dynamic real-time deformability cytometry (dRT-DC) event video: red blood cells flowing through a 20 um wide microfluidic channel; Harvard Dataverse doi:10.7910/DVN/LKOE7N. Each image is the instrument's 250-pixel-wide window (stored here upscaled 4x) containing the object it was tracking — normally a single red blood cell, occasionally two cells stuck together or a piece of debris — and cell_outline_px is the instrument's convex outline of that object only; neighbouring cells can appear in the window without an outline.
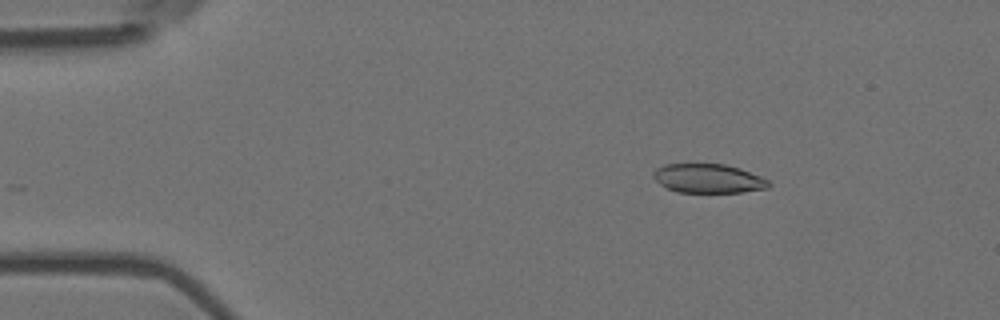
{"species": "Egyptian fruit bat (a non-hibernating species)", "species_latin": "Rousettus aegyptiacus", "temperature_condition": "room temperature", "stored_images_in_passage": 50, "camera_frame_rate_fps": 3000, "um_per_image_px": 0.085, "animal": {"sex": "female"}, "frame": {"image": 1, "passage_image": 2, "time_ms": 0.333, "image_size_px": [1000, 320], "cell_outline_px": [[772, 184], [768, 188], [740, 192], [676, 192], [660, 184], [652, 176], [652, 172], [656, 168], [664, 164], [724, 164], [740, 168], [760, 176], [768, 180]], "centroid_in_image_um": [60.19, 15.16], "position_along_channel_um": 24.8, "area_um2": 19.54}}
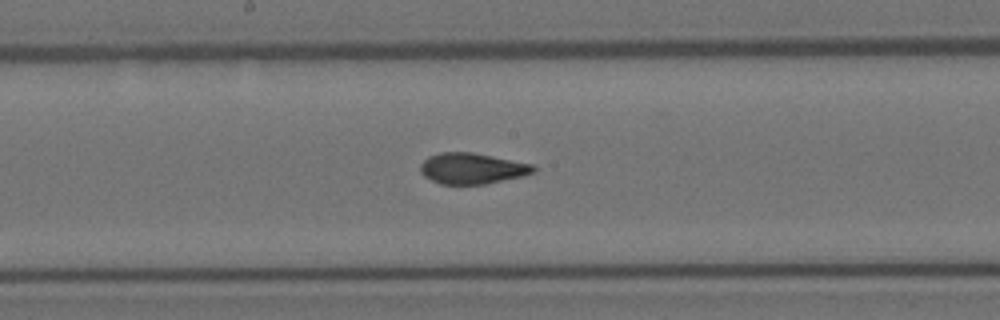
{"frame": {"image": 2, "passage_image": 23, "time_ms": 7.333, "image_size_px": [1000, 320], "cell_outline_px": [[536, 172], [524, 176], [484, 184], [440, 184], [424, 176], [420, 172], [420, 164], [428, 156], [440, 152], [472, 152], [532, 164], [536, 168]], "centroid_in_image_um": [40.12, 14.32], "position_along_channel_um": 208.1, "area_um2": 20.4}}
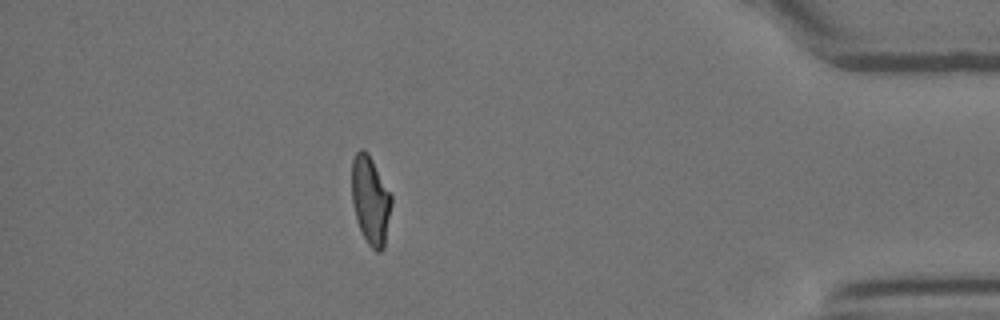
{"frame": {"image": 3, "passage_image": 43, "time_ms": 14.0, "image_size_px": [1000, 320], "cell_outline_px": [[392, 204], [384, 248], [380, 252], [376, 252], [368, 244], [360, 228], [356, 216], [352, 200], [352, 160], [356, 152], [360, 148], [364, 148], [368, 152], [392, 196]], "centroid_in_image_um": [31.5, 17.0], "position_along_channel_um": 403.7, "area_um2": 20.35}, "authors_computed_cell_mechanics": {"area_um2": 20.7213, "velocity_mm_per_s": 3.6085, "shape_relaxation_time_tau1_ms": 9.9771, "shape_relaxation_time_tau2_ms": 1.1054, "deformation_change_tau1": 0.2007, "deformation_change_tau2": 0.0675}}